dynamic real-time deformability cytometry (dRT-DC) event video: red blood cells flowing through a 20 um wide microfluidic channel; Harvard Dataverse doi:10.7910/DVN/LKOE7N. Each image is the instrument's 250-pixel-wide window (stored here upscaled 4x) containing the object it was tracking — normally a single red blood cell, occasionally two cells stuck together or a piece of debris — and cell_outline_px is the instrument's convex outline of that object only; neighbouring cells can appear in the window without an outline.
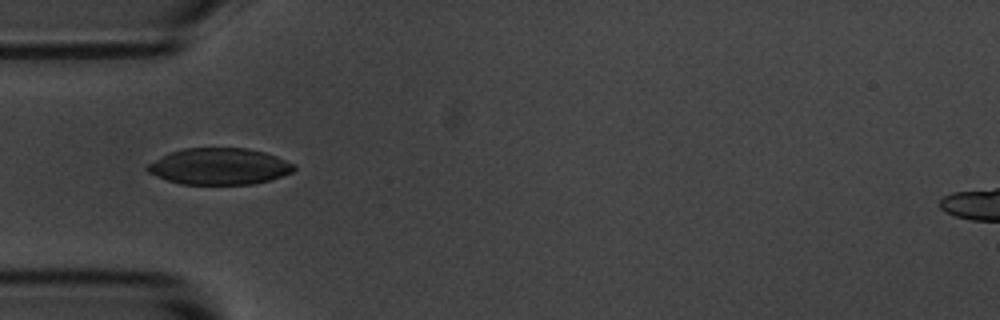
{"species": "common noctule bat (a hibernating species)", "species_latin": "Nyctalus noctula", "temperature_condition": "room temperature", "stored_images_in_passage": 13, "camera_frame_rate_fps": 3000, "um_per_image_px": 0.085, "animal": {"sex": "male", "body_mass_g": 20.1, "forearm_length_mm": 53.5}, "frame": {"image": 1, "passage_image": 3, "time_ms": 3.333, "image_size_px": [1000, 320], "cell_outline_px": [[296, 168], [292, 172], [268, 180], [252, 184], [180, 184], [156, 176], [148, 172], [144, 168], [148, 164], [168, 152], [184, 148], [248, 148], [264, 152], [276, 156], [296, 164]], "centroid_in_image_um": [18.63, 14.13], "position_along_channel_um": 66.4, "area_um2": 31.15}}
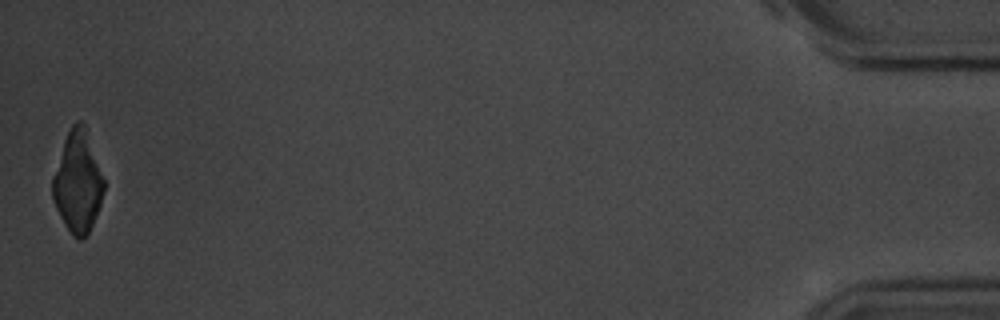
{"frame": {"image": 2, "passage_image": 13, "time_ms": 15.667, "image_size_px": [1000, 320], "cell_outline_px": [[104, 192], [100, 204], [88, 236], [80, 240], [72, 236], [64, 224], [52, 200], [52, 176], [64, 140], [72, 124], [76, 120], [80, 120], [84, 124], [104, 180]], "centroid_in_image_um": [6.59, 15.51], "position_along_channel_um": 428.6, "area_um2": 30.17}}